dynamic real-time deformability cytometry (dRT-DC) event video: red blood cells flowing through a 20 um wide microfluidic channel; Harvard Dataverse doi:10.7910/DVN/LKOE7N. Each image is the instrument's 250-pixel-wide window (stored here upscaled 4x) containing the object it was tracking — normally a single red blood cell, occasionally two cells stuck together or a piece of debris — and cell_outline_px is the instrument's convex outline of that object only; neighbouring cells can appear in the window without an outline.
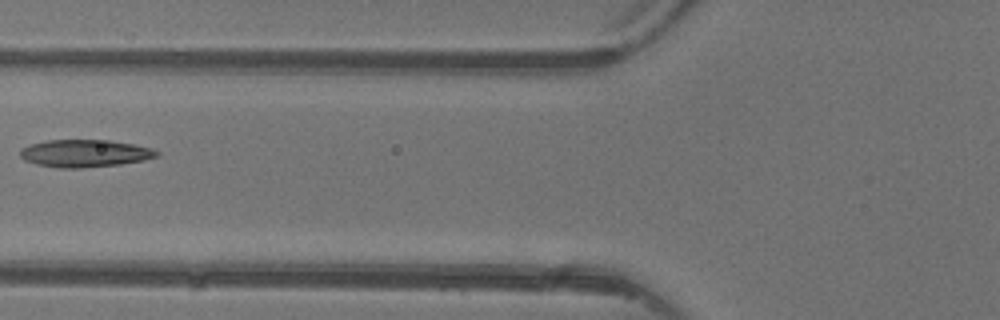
{"species": "common noctule bat (a hibernating species)", "species_latin": "Nyctalus noctula", "temperature_condition": "warm", "stored_images_in_passage": 5, "camera_frame_rate_fps": 3000, "um_per_image_px": 0.085, "animal": {"sex": "female"}, "frame": {"image": 1, "passage_image": 5, "time_ms": 5.667, "image_size_px": [1000, 320], "cell_outline_px": [[160, 156], [144, 160], [120, 164], [80, 168], [60, 168], [36, 164], [24, 160], [20, 156], [20, 148], [32, 144], [48, 140], [108, 140], [132, 144], [152, 148], [160, 152]], "centroid_in_image_um": [7.22, 13.04], "position_along_channel_um": 118.6, "area_um2": 21.85}}